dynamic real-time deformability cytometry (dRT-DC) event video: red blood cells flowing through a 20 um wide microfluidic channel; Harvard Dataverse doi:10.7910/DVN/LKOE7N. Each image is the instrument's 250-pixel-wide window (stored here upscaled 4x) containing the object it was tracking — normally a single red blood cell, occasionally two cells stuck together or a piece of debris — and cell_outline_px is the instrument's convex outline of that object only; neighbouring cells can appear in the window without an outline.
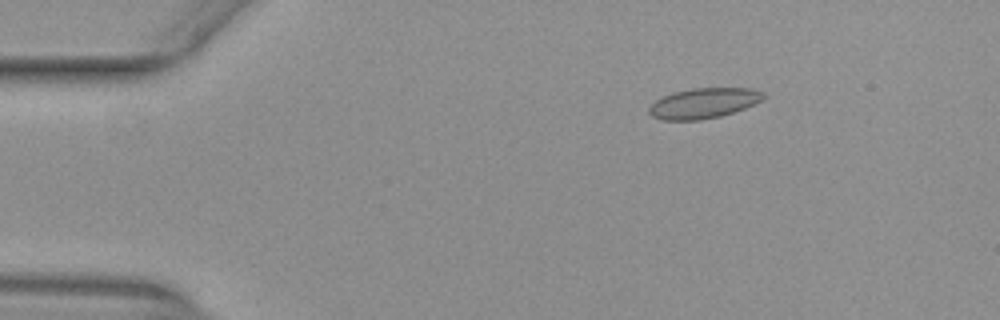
{"species": "common noctule bat (a hibernating species)", "species_latin": "Nyctalus noctula", "temperature_condition": "warm", "stored_images_in_passage": 53, "camera_frame_rate_fps": 3000, "um_per_image_px": 0.085, "animal": {"sex": "female", "body_mass_g": 29.2, "forearm_length_mm": 56.3}, "frame": {"image": 1, "passage_image": 9, "time_ms": 2.667, "image_size_px": [1000, 320], "cell_outline_px": [[768, 96], [744, 108], [720, 116], [700, 120], [660, 120], [652, 116], [648, 112], [648, 108], [656, 100], [672, 92], [692, 88], [752, 88], [764, 92]], "centroid_in_image_um": [59.79, 8.76], "position_along_channel_um": 25.2, "area_um2": 20.17}}
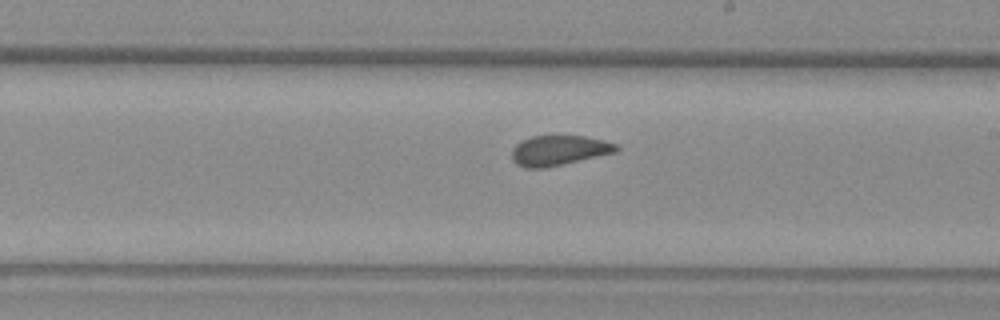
{"frame": {"image": 2, "passage_image": 31, "time_ms": 10.0, "image_size_px": [1000, 320], "cell_outline_px": [[620, 148], [616, 152], [544, 168], [524, 168], [516, 164], [512, 160], [512, 148], [516, 144], [532, 136], [584, 136], [616, 144]], "centroid_in_image_um": [47.47, 12.79], "position_along_channel_um": 241.5, "area_um2": 18.03}}
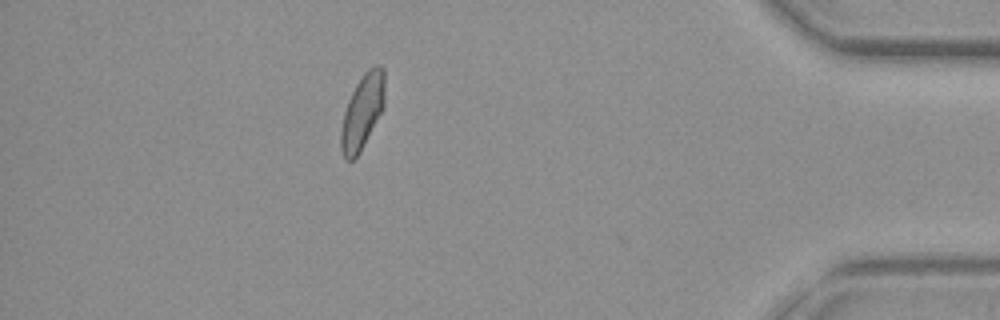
{"frame": {"image": 3, "passage_image": 47, "time_ms": 15.333, "image_size_px": [1000, 320], "cell_outline_px": [[384, 108], [360, 152], [352, 160], [344, 160], [340, 148], [340, 132], [344, 112], [348, 100], [356, 84], [364, 72], [368, 68], [376, 64], [380, 64], [384, 68]], "centroid_in_image_um": [30.8, 9.48], "position_along_channel_um": 404.4, "area_um2": 19.25}, "authors_computed_cell_mechanics": {"area_um2": 19.2474, "velocity_mm_per_s": 3.9659, "shape_relaxation_time_tau1_ms": 6.6633, "shape_relaxation_time_tau2_ms": 0.9955, "deformation_change_tau1": 0.1093, "deformation_change_tau2": 0.05}}